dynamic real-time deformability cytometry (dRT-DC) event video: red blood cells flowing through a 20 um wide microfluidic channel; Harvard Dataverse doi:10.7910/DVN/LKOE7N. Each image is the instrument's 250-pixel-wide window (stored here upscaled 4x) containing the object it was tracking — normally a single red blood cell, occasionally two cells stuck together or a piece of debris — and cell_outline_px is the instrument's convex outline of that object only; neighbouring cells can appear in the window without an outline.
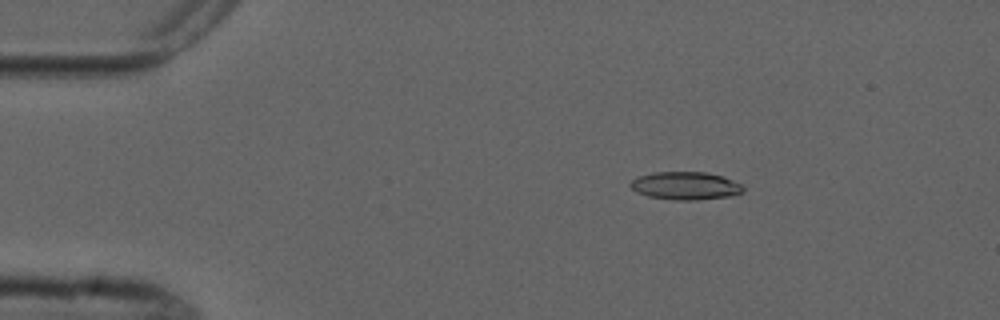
{"species": "common noctule bat (a hibernating species)", "species_latin": "Nyctalus noctula", "temperature_condition": "cold", "stored_images_in_passage": 5, "camera_frame_rate_fps": 3000, "um_per_image_px": 0.085, "animal": {"sex": "male", "forearm_length_mm": 52.5}, "frame": {"image": 1, "passage_image": 3, "time_ms": 2.333, "image_size_px": [1000, 320], "cell_outline_px": [[744, 192], [736, 196], [696, 200], [676, 200], [648, 196], [636, 192], [628, 184], [636, 176], [652, 172], [704, 172], [724, 176], [744, 184]], "centroid_in_image_um": [58.32, 15.79], "position_along_channel_um": 26.7, "area_um2": 18.79}}